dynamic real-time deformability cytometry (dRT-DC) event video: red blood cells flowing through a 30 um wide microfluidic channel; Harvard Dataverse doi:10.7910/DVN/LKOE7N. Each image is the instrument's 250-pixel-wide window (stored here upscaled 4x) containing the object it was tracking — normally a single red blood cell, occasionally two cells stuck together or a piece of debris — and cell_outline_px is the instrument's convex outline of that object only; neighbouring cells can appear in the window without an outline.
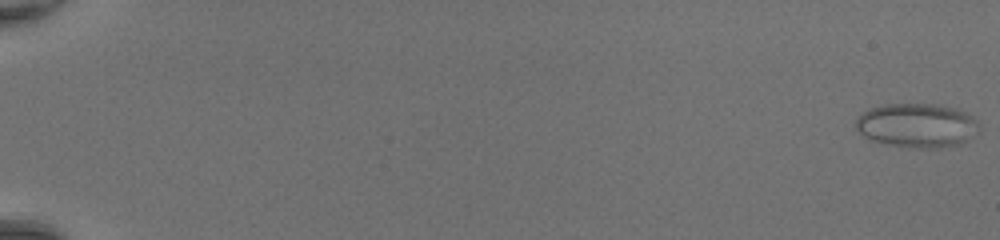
{"species": "common noctule bat (a hibernating species)", "species_latin": "Nyctalus noctula", "temperature_condition": "room temperature", "stored_images_in_passage": 51, "camera_frame_rate_fps": 3000, "um_per_image_px": 0.085, "animal": {"sex": "female", "body_mass_g": 20.0, "forearm_length_mm": 54.0}, "frame": {"image": 1, "passage_image": 1, "time_ms": 0.0, "image_size_px": [1000, 240], "cell_outline_px": [[980, 132], [960, 144], [936, 148], [908, 148], [868, 140], [856, 128], [856, 120], [864, 112], [872, 108], [884, 104], [940, 104], [956, 108], [968, 112], [976, 120]], "centroid_in_image_um": [77.98, 10.66], "position_along_channel_um": 7.0, "area_um2": 31.96}}
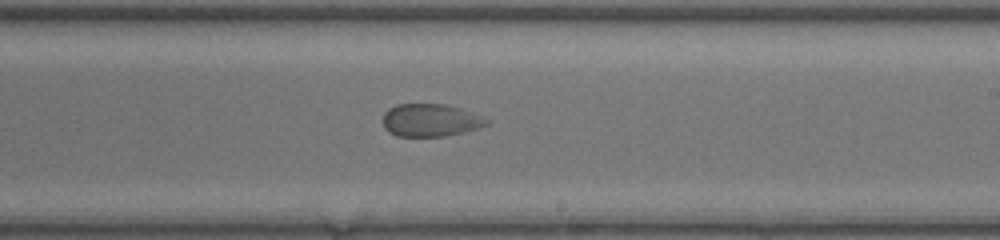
{"frame": {"image": 2, "passage_image": 33, "time_ms": 10.667, "image_size_px": [1000, 240], "cell_outline_px": [[488, 124], [476, 128], [444, 136], [396, 136], [388, 132], [384, 128], [384, 112], [388, 108], [396, 104], [444, 104], [460, 108], [472, 112], [488, 120]], "centroid_in_image_um": [36.53, 10.21], "position_along_channel_um": 252.5, "area_um2": 19.54}}
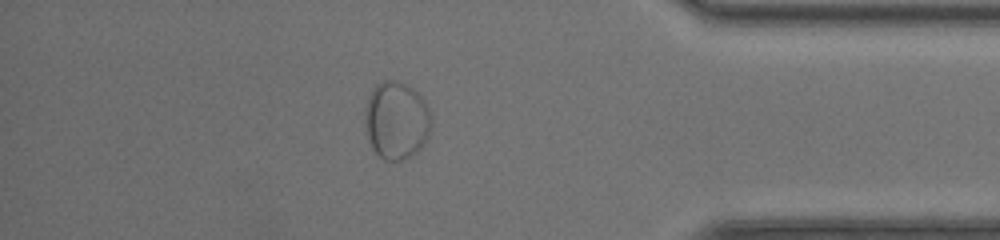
{"frame": {"image": 3, "passage_image": 45, "time_ms": 14.667, "image_size_px": [1000, 240], "cell_outline_px": [[432, 124], [428, 140], [412, 156], [404, 160], [384, 160], [372, 148], [364, 124], [364, 104], [368, 96], [376, 84], [384, 80], [396, 80], [408, 84], [424, 100], [432, 116]], "centroid_in_image_um": [33.7, 10.22], "position_along_channel_um": 401.5, "area_um2": 30.63}}